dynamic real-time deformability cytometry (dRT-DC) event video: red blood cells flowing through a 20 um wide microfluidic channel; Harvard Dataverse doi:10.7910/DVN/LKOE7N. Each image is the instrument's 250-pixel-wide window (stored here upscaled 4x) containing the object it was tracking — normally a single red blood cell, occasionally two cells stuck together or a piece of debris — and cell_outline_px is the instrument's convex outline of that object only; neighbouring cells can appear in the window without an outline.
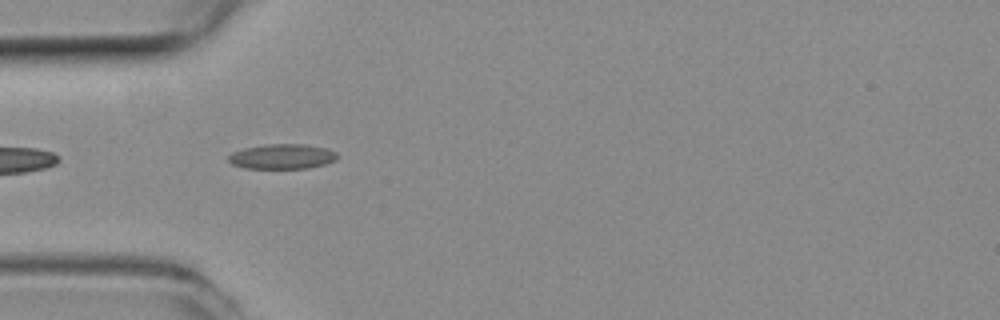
{"species": "common noctule bat (a hibernating species)", "species_latin": "Nyctalus noctula", "temperature_condition": "room temperature", "stored_images_in_passage": 6, "camera_frame_rate_fps": 3000, "um_per_image_px": 0.085, "animal": {"sex": "female", "body_mass_g": 19.3, "forearm_length_mm": 54.1}, "frame": {"image": 1, "passage_image": 3, "time_ms": 0.667, "image_size_px": [1000, 320], "cell_outline_px": [[340, 156], [336, 160], [324, 164], [308, 168], [244, 168], [232, 164], [228, 160], [228, 156], [232, 152], [244, 148], [268, 144], [304, 144], [328, 148], [336, 152]], "centroid_in_image_um": [24.01, 13.3], "position_along_channel_um": 61.0, "area_um2": 15.9}}